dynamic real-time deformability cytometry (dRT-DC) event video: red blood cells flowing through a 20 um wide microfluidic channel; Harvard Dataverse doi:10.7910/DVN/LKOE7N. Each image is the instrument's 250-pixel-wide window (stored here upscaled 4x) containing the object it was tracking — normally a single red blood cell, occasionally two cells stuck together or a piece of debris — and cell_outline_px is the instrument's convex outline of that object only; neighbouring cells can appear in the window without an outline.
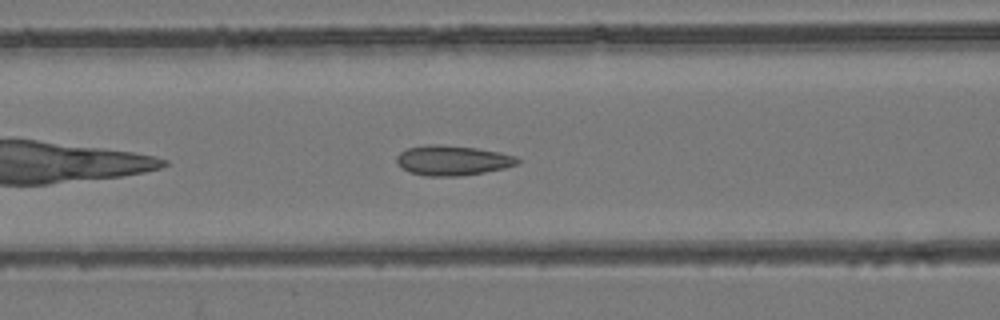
{"species": "common noctule bat (a hibernating species)", "species_latin": "Nyctalus noctula", "temperature_condition": "room temperature", "stored_images_in_passage": 39, "camera_frame_rate_fps": 3000, "um_per_image_px": 0.085, "animal": {"sex": "female", "body_mass_g": 24.6, "forearm_length_mm": 56.2}, "frame": {"image": 1, "passage_image": 7, "time_ms": 2.0, "image_size_px": [1000, 320], "cell_outline_px": [[520, 160], [516, 164], [504, 168], [484, 172], [460, 176], [424, 176], [412, 172], [404, 168], [396, 160], [396, 156], [400, 152], [408, 148], [428, 144], [440, 144], [476, 148], [500, 152], [516, 156]], "centroid_in_image_um": [38.47, 13.62], "position_along_channel_um": 128.1, "area_um2": 20.92}}
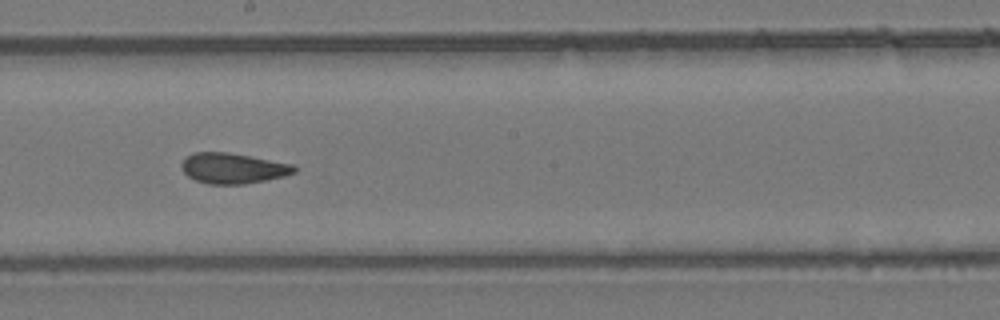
{"frame": {"image": 2, "passage_image": 15, "time_ms": 4.667, "image_size_px": [1000, 320], "cell_outline_px": [[296, 172], [284, 176], [268, 180], [244, 184], [208, 184], [196, 180], [188, 176], [184, 172], [180, 164], [192, 152], [228, 152], [292, 164], [296, 168]], "centroid_in_image_um": [19.8, 14.3], "position_along_channel_um": 228.4, "area_um2": 19.94}}
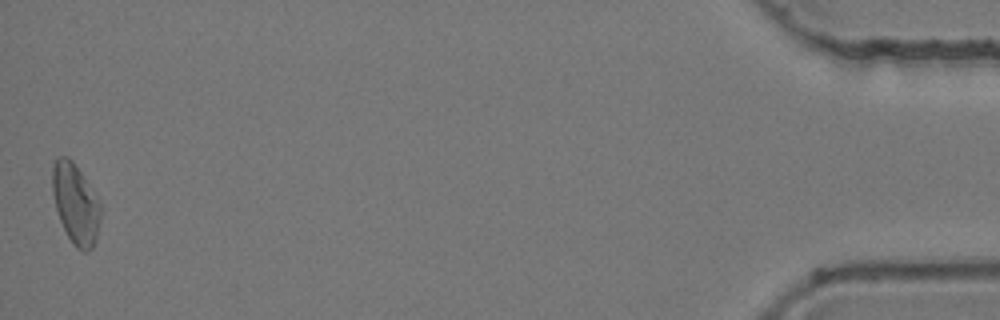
{"frame": {"image": 3, "passage_image": 39, "time_ms": 12.667, "image_size_px": [1000, 320], "cell_outline_px": [[100, 220], [96, 236], [92, 248], [88, 252], [84, 252], [76, 248], [72, 244], [60, 220], [56, 208], [52, 192], [52, 164], [56, 156], [68, 156], [72, 160], [80, 172], [100, 204]], "centroid_in_image_um": [6.39, 17.31], "position_along_channel_um": 428.8, "area_um2": 22.25}, "authors_computed_cell_mechanics": {"area_um2": 20.4612, "velocity_mm_per_s": 3.7639, "shape_relaxation_time_tau1_ms": null, "shape_relaxation_time_tau2_ms": 1.6493, "deformation_change_tau1": null, "deformation_change_tau2": 0.0824}}